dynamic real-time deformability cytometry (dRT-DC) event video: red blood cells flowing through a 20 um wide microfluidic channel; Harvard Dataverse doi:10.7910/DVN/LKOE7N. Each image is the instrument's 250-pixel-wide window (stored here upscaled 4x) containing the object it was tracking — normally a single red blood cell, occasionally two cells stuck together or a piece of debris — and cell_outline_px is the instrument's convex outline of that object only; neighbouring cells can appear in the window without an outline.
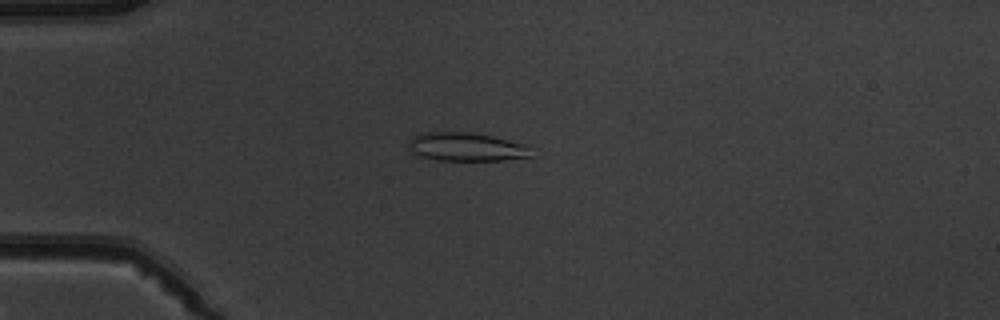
{"species": "common noctule bat (a hibernating species)", "species_latin": "Nyctalus noctula", "temperature_condition": "warm", "stored_images_in_passage": 6, "camera_frame_rate_fps": 3000, "um_per_image_px": 0.085, "animal": {"sex": "male", "body_mass_g": 19.5, "forearm_length_mm": 54.6}, "frame": {"image": 1, "passage_image": 4, "time_ms": 4.333, "image_size_px": [1000, 320], "cell_outline_px": [[532, 156], [504, 160], [440, 160], [420, 156], [412, 152], [408, 140], [412, 136], [424, 132], [476, 132], [528, 144]], "centroid_in_image_um": [39.67, 12.47], "position_along_channel_um": 45.3, "area_um2": 20.52}}
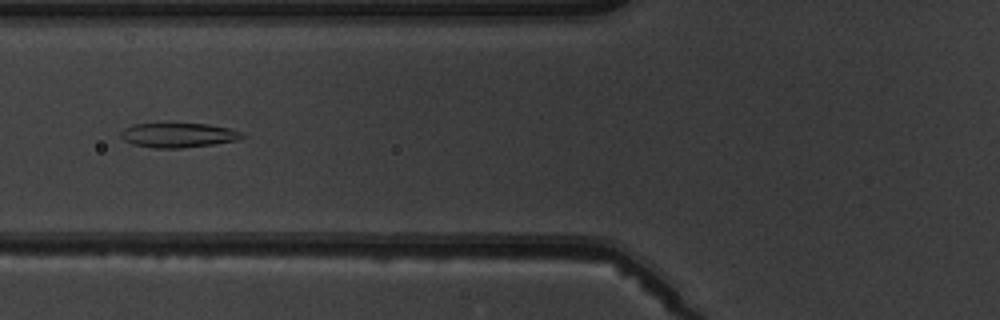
{"frame": {"image": 2, "passage_image": 6, "time_ms": 6.667, "image_size_px": [1000, 320], "cell_outline_px": [[244, 136], [236, 140], [212, 144], [180, 148], [156, 148], [132, 144], [124, 140], [120, 136], [120, 132], [124, 128], [132, 124], [208, 124], [228, 128], [240, 132]], "centroid_in_image_um": [15.09, 11.49], "position_along_channel_um": 110.7, "area_um2": 17.05}}